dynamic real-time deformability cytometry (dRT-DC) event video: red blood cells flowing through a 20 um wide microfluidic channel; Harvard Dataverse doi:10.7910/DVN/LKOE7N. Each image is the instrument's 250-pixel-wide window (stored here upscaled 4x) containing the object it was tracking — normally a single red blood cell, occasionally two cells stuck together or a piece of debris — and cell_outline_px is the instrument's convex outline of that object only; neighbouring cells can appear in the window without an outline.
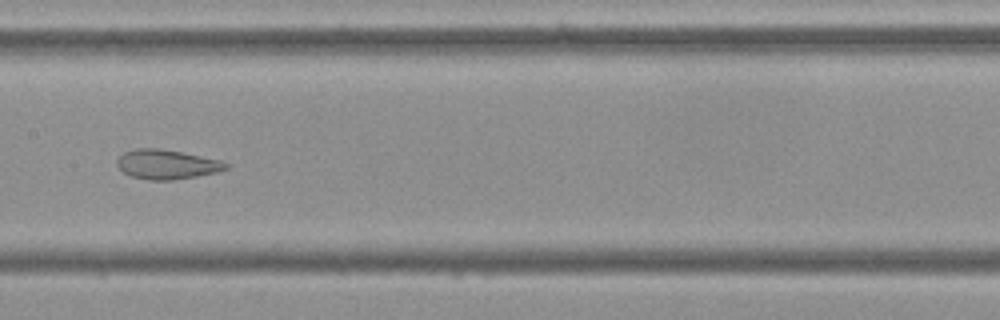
{"species": "Egyptian fruit bat (a non-hibernating species)", "species_latin": "Rousettus aegyptiacus", "temperature_condition": "cold", "stored_images_in_passage": 47, "camera_frame_rate_fps": 3000, "um_per_image_px": 0.085, "frame": {"image": 1, "passage_image": 20, "time_ms": 6.333, "image_size_px": [1000, 320], "cell_outline_px": [[228, 168], [216, 172], [196, 176], [172, 180], [148, 180], [132, 176], [124, 172], [116, 164], [116, 160], [124, 152], [136, 148], [160, 148], [220, 160], [228, 164]], "centroid_in_image_um": [14.15, 13.97], "position_along_channel_um": 193.3, "area_um2": 18.5}}
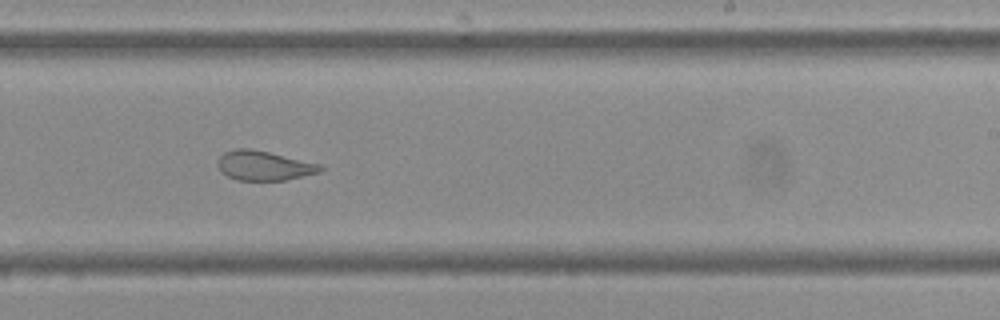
{"frame": {"image": 2, "passage_image": 26, "time_ms": 8.333, "image_size_px": [1000, 320], "cell_outline_px": [[324, 168], [320, 172], [284, 180], [236, 180], [220, 172], [216, 164], [216, 160], [224, 152], [236, 148], [252, 148], [324, 164]], "centroid_in_image_um": [22.43, 14.06], "position_along_channel_um": 266.6, "area_um2": 18.03}}
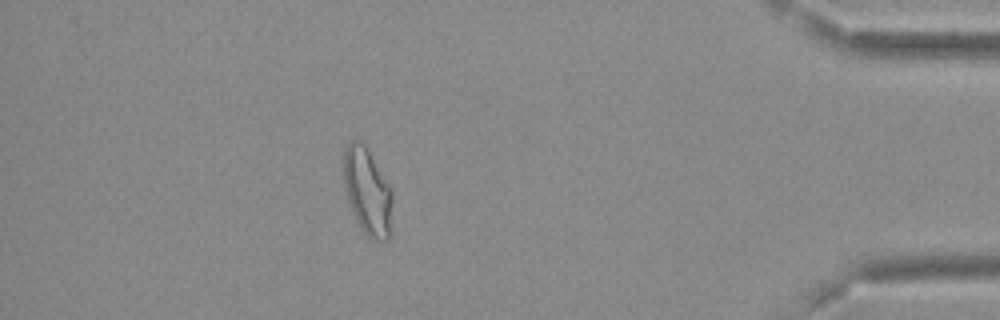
{"frame": {"image": 3, "passage_image": 41, "time_ms": 13.333, "image_size_px": [1000, 320], "cell_outline_px": [[392, 200], [388, 240], [376, 240], [368, 236], [360, 228], [348, 200], [344, 180], [344, 152], [348, 144], [352, 140], [360, 140], [364, 144], [388, 184], [392, 192]], "centroid_in_image_um": [31.22, 16.27], "position_along_channel_um": 404.0, "area_um2": 23.93}, "authors_computed_cell_mechanics": {"area_um2": 22.0218, "velocity_mm_per_s": 3.6746, "shape_relaxation_time_tau1_ms": null, "shape_relaxation_time_tau2_ms": 1.9712, "deformation_change_tau1": null, "deformation_change_tau2": 0.0858}}